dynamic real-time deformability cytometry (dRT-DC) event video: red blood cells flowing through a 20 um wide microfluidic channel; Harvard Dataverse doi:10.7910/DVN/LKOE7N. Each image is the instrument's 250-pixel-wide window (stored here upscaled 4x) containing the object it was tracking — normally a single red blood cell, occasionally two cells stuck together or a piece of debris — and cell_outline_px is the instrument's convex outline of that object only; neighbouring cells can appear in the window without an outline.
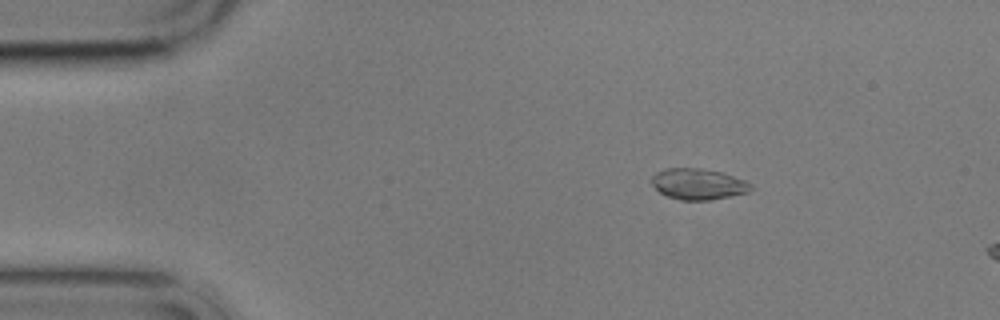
{"species": "common noctule bat (a hibernating species)", "species_latin": "Nyctalus noctula", "temperature_condition": "cold", "stored_images_in_passage": 3, "camera_frame_rate_fps": 3000, "um_per_image_px": 0.085, "animal": {"sex": "male", "body_mass_g": 17.9}, "frame": {"image": 1, "passage_image": 1, "time_ms": 0.0, "image_size_px": [1000, 320], "cell_outline_px": [[752, 188], [748, 192], [712, 200], [680, 200], [668, 196], [660, 192], [648, 180], [656, 172], [664, 168], [700, 168], [724, 172], [744, 180], [752, 184]], "centroid_in_image_um": [59.33, 15.63], "position_along_channel_um": 25.7, "area_um2": 18.09}}